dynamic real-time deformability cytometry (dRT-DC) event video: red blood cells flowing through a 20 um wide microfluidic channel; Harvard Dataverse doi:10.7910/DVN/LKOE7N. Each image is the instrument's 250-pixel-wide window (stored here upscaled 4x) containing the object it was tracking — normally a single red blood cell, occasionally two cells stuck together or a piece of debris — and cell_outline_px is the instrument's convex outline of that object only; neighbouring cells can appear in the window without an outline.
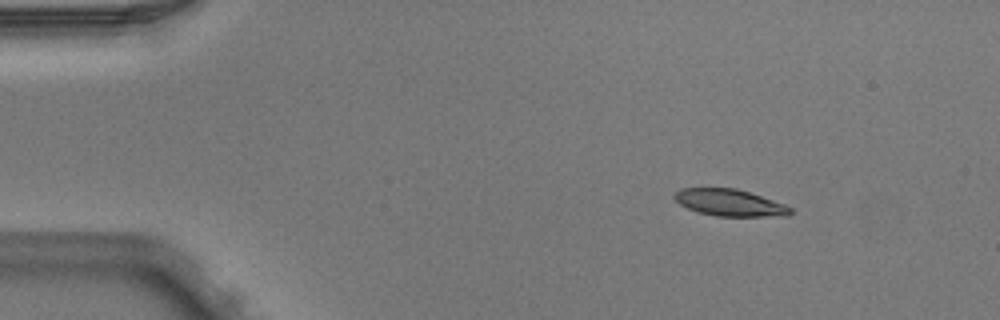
{"species": "Egyptian fruit bat (a non-hibernating species)", "species_latin": "Rousettus aegyptiacus", "temperature_condition": "warm", "stored_images_in_passage": 4, "camera_frame_rate_fps": 3000, "um_per_image_px": 0.085, "animal": {"sex": "male"}, "frame": {"image": 1, "passage_image": 1, "time_ms": 0.0, "image_size_px": [1000, 320], "cell_outline_px": [[792, 212], [788, 216], [716, 216], [700, 212], [688, 208], [680, 204], [672, 196], [680, 188], [736, 188], [784, 204], [792, 208]], "centroid_in_image_um": [62.02, 17.23], "position_along_channel_um": 23.0, "area_um2": 17.92}}
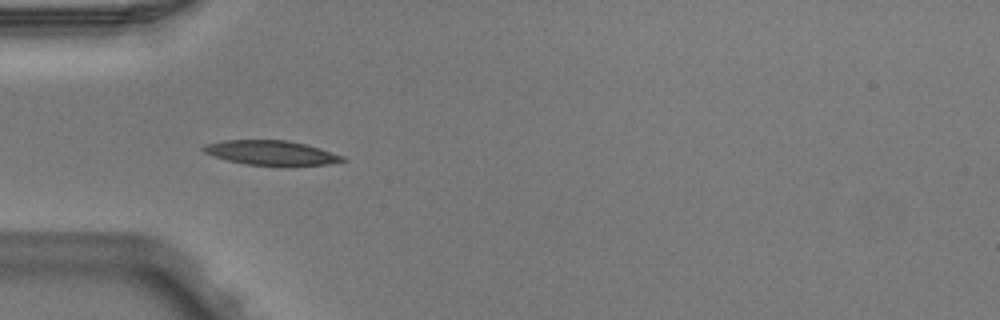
{"frame": {"image": 2, "passage_image": 3, "time_ms": 0.667, "image_size_px": [1000, 320], "cell_outline_px": [[348, 160], [328, 164], [248, 164], [228, 160], [204, 152], [200, 148], [208, 144], [224, 140], [288, 140], [320, 148], [344, 156]], "centroid_in_image_um": [23.06, 12.96], "position_along_channel_um": 61.9, "area_um2": 19.19}}
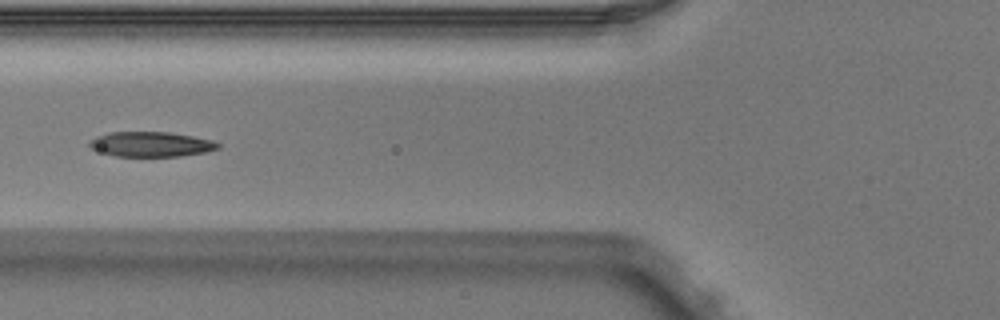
{"frame": {"image": 3, "passage_image": 4, "time_ms": 1.0, "image_size_px": [1000, 320], "cell_outline_px": [[220, 148], [204, 152], [180, 156], [116, 156], [92, 148], [88, 144], [88, 140], [96, 136], [108, 132], [168, 132], [192, 136], [212, 140], [220, 144]], "centroid_in_image_um": [12.83, 12.25], "position_along_channel_um": 113.0, "area_um2": 18.55}}